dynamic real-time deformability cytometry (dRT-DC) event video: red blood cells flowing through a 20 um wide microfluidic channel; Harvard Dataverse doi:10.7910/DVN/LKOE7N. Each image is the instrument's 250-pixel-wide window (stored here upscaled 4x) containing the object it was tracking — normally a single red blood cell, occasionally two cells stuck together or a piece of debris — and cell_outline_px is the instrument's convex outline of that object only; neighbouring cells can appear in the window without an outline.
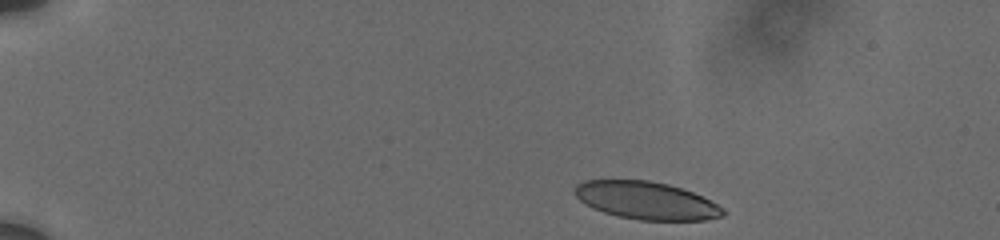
{"species": "human", "species_latin": "Homo sapiens", "temperature_condition": "cold", "stored_images_in_passage": 8, "camera_frame_rate_fps": 3000, "um_per_image_px": 0.085, "donor": {"sex": "male"}, "frame": {"image": 1, "passage_image": 1, "time_ms": 0.0, "image_size_px": [1000, 240], "cell_outline_px": [[724, 212], [720, 216], [704, 220], [640, 220], [620, 216], [604, 212], [592, 208], [580, 200], [576, 196], [576, 184], [584, 180], [648, 180], [668, 184], [692, 192], [724, 208]], "centroid_in_image_um": [54.9, 17.04], "position_along_channel_um": 30.1, "area_um2": 32.08}}
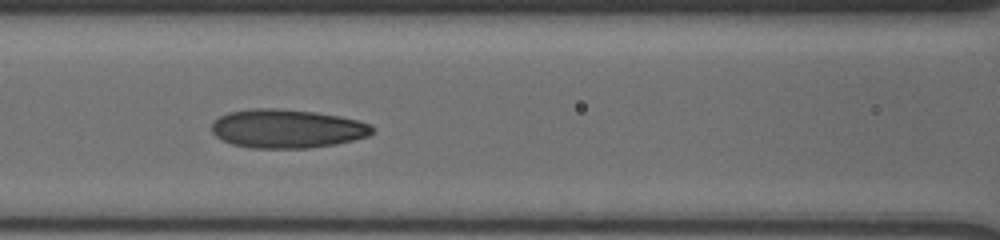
{"frame": {"image": 2, "passage_image": 7, "time_ms": 5.667, "image_size_px": [1000, 240], "cell_outline_px": [[372, 132], [368, 136], [336, 144], [308, 148], [252, 148], [232, 144], [220, 140], [212, 132], [212, 124], [220, 116], [228, 112], [252, 108], [276, 108], [312, 112], [340, 116], [372, 124]], "centroid_in_image_um": [24.37, 10.94], "position_along_channel_um": 142.2, "area_um2": 36.18}}
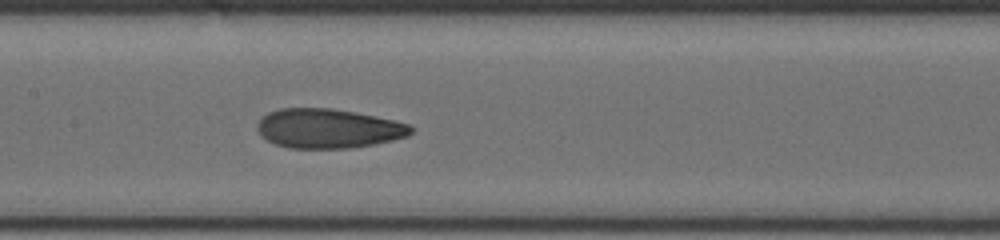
{"frame": {"image": 3, "passage_image": 8, "time_ms": 6.667, "image_size_px": [1000, 240], "cell_outline_px": [[412, 132], [408, 136], [392, 140], [372, 144], [348, 148], [288, 148], [276, 144], [268, 140], [256, 128], [256, 124], [260, 116], [268, 112], [280, 108], [332, 108], [392, 120], [408, 124], [412, 128]], "centroid_in_image_um": [27.84, 10.91], "position_along_channel_um": 179.6, "area_um2": 34.97}}